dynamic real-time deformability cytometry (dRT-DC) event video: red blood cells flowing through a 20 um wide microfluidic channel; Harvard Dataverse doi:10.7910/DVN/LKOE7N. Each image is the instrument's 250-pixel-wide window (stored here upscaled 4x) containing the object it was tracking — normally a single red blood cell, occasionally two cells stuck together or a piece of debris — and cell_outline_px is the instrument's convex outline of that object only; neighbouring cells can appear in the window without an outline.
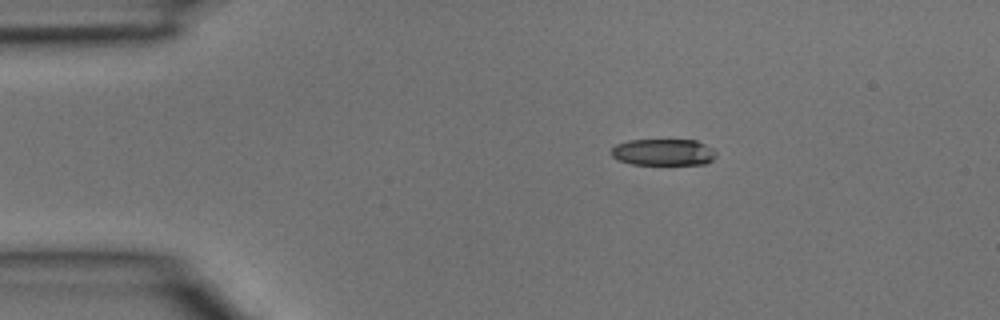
{"species": "common noctule bat (a hibernating species)", "species_latin": "Nyctalus noctula", "temperature_condition": "room temperature", "stored_images_in_passage": 3, "camera_frame_rate_fps": 3000, "um_per_image_px": 0.085, "animal": {"sex": "male", "body_mass_g": 15.6}, "frame": {"image": 1, "passage_image": 3, "time_ms": 0.667, "image_size_px": [1000, 320], "cell_outline_px": [[716, 156], [712, 160], [704, 164], [632, 164], [620, 160], [612, 156], [612, 148], [616, 144], [628, 140], [696, 140], [712, 148], [716, 152]], "centroid_in_image_um": [56.4, 12.93], "position_along_channel_um": 28.6, "area_um2": 16.13}}